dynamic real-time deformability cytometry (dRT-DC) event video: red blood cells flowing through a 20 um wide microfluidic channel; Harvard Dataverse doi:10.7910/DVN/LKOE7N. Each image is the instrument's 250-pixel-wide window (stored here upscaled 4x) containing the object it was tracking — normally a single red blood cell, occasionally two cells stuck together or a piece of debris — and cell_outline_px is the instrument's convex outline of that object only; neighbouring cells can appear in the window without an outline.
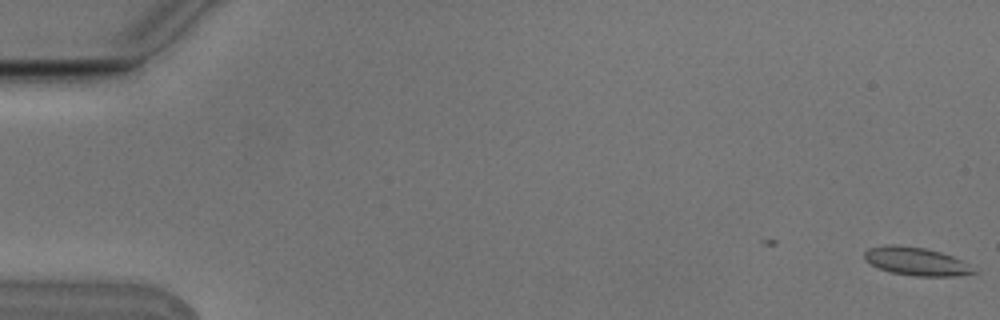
{"species": "Egyptian fruit bat (a non-hibernating species)", "species_latin": "Rousettus aegyptiacus", "temperature_condition": "cold", "stored_images_in_passage": 6, "camera_frame_rate_fps": 3000, "um_per_image_px": 0.085, "animal": {"sex": "male"}, "frame": {"image": 1, "passage_image": 1, "time_ms": 0.0, "image_size_px": [1000, 320], "cell_outline_px": [[980, 272], [952, 276], [916, 276], [892, 272], [880, 268], [864, 260], [864, 252], [868, 248], [892, 244], [924, 248], [940, 252], [952, 256], [960, 260]], "centroid_in_image_um": [77.87, 22.21], "position_along_channel_um": 7.1, "area_um2": 17.63}}
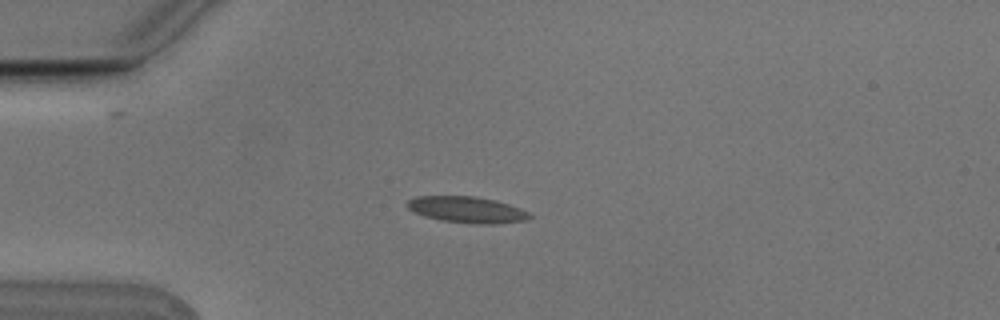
{"frame": {"image": 2, "passage_image": 5, "time_ms": 1.333, "image_size_px": [1000, 320], "cell_outline_px": [[532, 216], [524, 220], [496, 224], [472, 224], [440, 220], [424, 216], [408, 208], [408, 200], [416, 196], [472, 196], [496, 200], [520, 208], [528, 212]], "centroid_in_image_um": [39.69, 17.82], "position_along_channel_um": 45.3, "area_um2": 18.61}}